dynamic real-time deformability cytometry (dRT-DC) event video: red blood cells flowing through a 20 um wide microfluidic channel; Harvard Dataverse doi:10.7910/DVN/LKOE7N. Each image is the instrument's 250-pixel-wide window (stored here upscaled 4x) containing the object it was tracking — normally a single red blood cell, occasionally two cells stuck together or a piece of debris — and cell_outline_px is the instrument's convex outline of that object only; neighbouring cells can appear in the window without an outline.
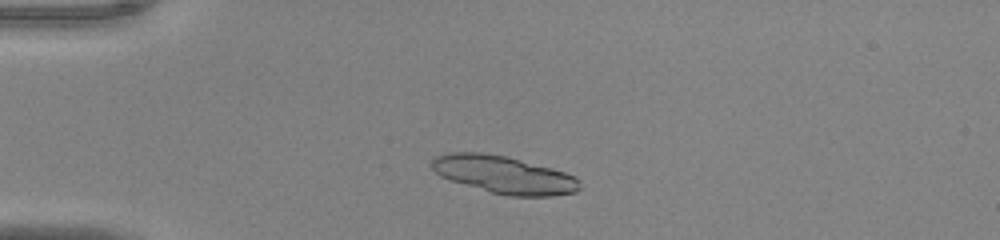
{"species": "common noctule bat (a hibernating species)", "species_latin": "Nyctalus noctula", "temperature_condition": "warm", "stored_images_in_passage": 45, "camera_frame_rate_fps": 3000, "um_per_image_px": 0.085, "animal": {"sex": "male", "body_mass_g": 20.0, "forearm_length_mm": 53.3}, "frame": {"image": 1, "passage_image": 7, "time_ms": 2.0, "image_size_px": [1000, 240], "cell_outline_px": [[580, 188], [576, 192], [552, 196], [508, 196], [492, 192], [452, 180], [440, 176], [432, 168], [432, 156], [452, 152], [480, 152], [504, 156], [552, 168], [576, 176], [580, 180]], "centroid_in_image_um": [42.85, 14.85], "position_along_channel_um": 42.1, "area_um2": 32.14}, "authors_computed_cell_mechanics": {"area_um2": 18.6694, "velocity_mm_per_s": 4.0109, "shape_relaxation_time_tau1_ms": 1.4868, "shape_relaxation_time_tau2_ms": 1.1914, "deformation_change_tau1": 0.2726, "deformation_change_tau2": 0.0676}}